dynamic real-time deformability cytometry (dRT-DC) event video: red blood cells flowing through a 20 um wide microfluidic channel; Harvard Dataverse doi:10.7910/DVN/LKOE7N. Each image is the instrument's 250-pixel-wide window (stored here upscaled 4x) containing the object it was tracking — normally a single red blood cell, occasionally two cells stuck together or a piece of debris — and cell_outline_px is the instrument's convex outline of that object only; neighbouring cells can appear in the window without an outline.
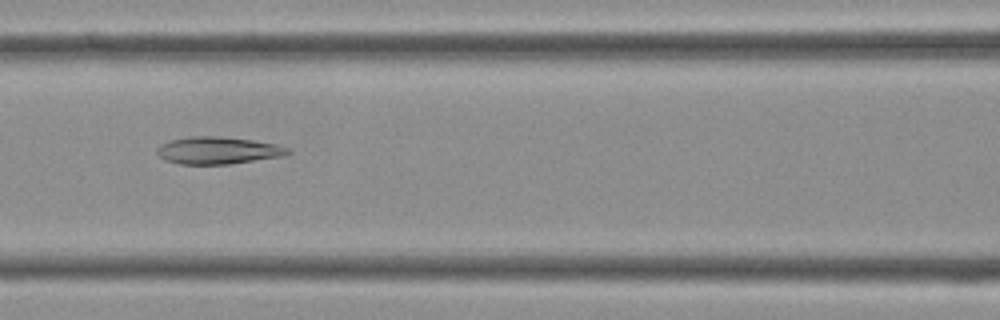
{"species": "Egyptian fruit bat (a non-hibernating species)", "species_latin": "Rousettus aegyptiacus", "temperature_condition": "cold", "stored_images_in_passage": 38, "camera_frame_rate_fps": 3000, "um_per_image_px": 0.085, "frame": {"image": 1, "passage_image": 15, "time_ms": 4.667, "image_size_px": [1000, 320], "cell_outline_px": [[292, 152], [284, 156], [228, 164], [180, 164], [164, 160], [156, 152], [156, 148], [160, 144], [168, 140], [192, 136], [220, 136], [252, 140], [276, 144], [288, 148]], "centroid_in_image_um": [18.5, 12.78], "position_along_channel_um": 148.1, "area_um2": 20.87}}
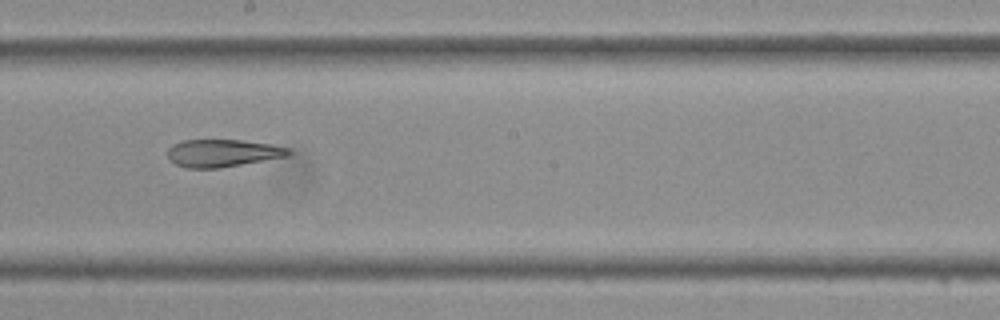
{"frame": {"image": 2, "passage_image": 20, "time_ms": 6.333, "image_size_px": [1000, 320], "cell_outline_px": [[292, 152], [288, 156], [216, 168], [188, 168], [176, 164], [168, 160], [168, 148], [172, 144], [184, 140], [240, 140], [268, 144], [288, 148]], "centroid_in_image_um": [18.87, 13.01], "position_along_channel_um": 229.3, "area_um2": 19.13}}
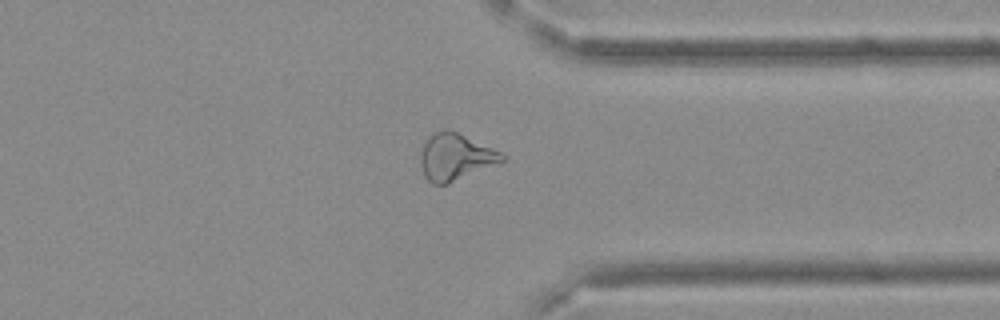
{"frame": {"image": 3, "passage_image": 29, "time_ms": 9.333, "image_size_px": [1000, 320], "cell_outline_px": [[504, 160], [500, 164], [448, 184], [432, 184], [424, 176], [420, 164], [420, 156], [424, 144], [428, 136], [444, 128], [448, 128], [492, 148], [500, 152], [504, 156]], "centroid_in_image_um": [38.7, 13.36], "position_along_channel_um": 372.7, "area_um2": 22.31}}